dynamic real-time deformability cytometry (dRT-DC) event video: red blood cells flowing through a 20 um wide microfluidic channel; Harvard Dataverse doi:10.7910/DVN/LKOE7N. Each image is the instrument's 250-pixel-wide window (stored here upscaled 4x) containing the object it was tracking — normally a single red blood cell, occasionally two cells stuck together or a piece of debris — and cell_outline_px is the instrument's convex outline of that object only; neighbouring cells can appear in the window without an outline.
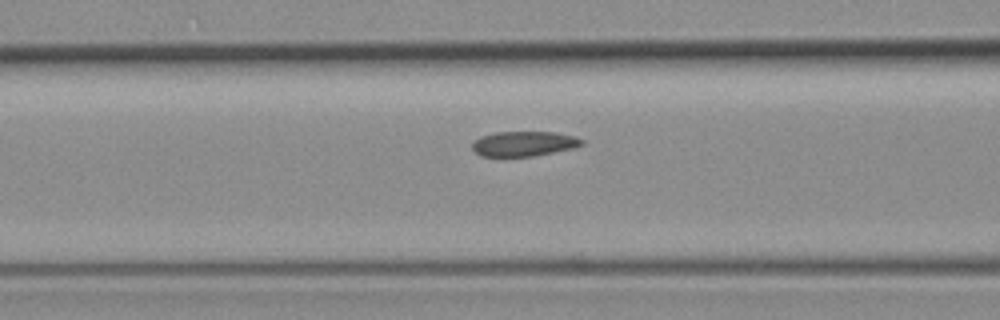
{"species": "common noctule bat (a hibernating species)", "species_latin": "Nyctalus noctula", "temperature_condition": "room temperature", "stored_images_in_passage": 4, "camera_frame_rate_fps": 3000, "um_per_image_px": 0.085, "animal": {"sex": "female", "body_mass_g": 19.3, "forearm_length_mm": 54.1}, "frame": {"image": 1, "passage_image": 4, "time_ms": 4.0, "image_size_px": [1000, 320], "cell_outline_px": [[584, 144], [572, 148], [532, 156], [480, 156], [472, 148], [472, 144], [480, 136], [496, 132], [556, 132], [576, 136], [584, 140]], "centroid_in_image_um": [44.54, 12.2], "position_along_channel_um": 122.1, "area_um2": 15.84}}